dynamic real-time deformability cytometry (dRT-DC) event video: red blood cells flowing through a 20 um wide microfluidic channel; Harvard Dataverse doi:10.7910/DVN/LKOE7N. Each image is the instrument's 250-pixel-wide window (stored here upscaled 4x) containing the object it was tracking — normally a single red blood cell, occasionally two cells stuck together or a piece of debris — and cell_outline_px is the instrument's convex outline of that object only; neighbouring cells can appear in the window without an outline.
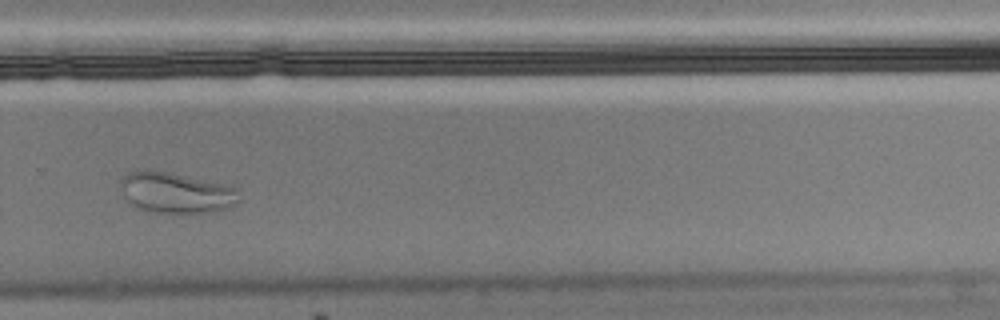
{"species": "Egyptian fruit bat (a non-hibernating species)", "species_latin": "Rousettus aegyptiacus", "temperature_condition": "cold", "stored_images_in_passage": 44, "camera_frame_rate_fps": 3000, "um_per_image_px": 0.085, "animal": {"sex": "male"}, "frame": {"image": 1, "passage_image": 26, "time_ms": 8.333, "image_size_px": [1000, 320], "cell_outline_px": [[240, 200], [232, 208], [204, 212], [148, 212], [132, 204], [128, 200], [120, 184], [120, 180], [128, 172], [144, 168], [148, 168], [228, 184], [236, 188], [240, 192]], "centroid_in_image_um": [15.01, 16.35], "position_along_channel_um": 314.8, "area_um2": 28.38}}